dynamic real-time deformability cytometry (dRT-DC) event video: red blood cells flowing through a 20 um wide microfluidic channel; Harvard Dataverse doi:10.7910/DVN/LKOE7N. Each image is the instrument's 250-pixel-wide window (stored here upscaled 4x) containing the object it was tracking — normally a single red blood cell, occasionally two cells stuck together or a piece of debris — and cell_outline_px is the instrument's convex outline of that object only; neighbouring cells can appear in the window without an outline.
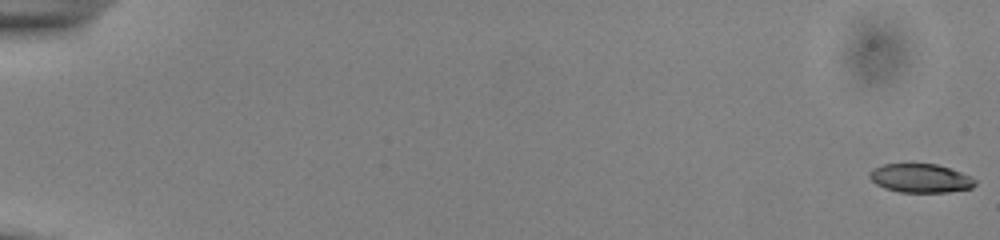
{"species": "common noctule bat (a hibernating species)", "species_latin": "Nyctalus noctula", "temperature_condition": "cold", "stored_images_in_passage": 55, "camera_frame_rate_fps": 3000, "um_per_image_px": 0.085, "animal": {"sex": "male", "body_mass_g": 13.0, "forearm_length_mm": 53.1}, "frame": {"image": 1, "passage_image": 1, "time_ms": 0.0, "image_size_px": [1000, 240], "cell_outline_px": [[976, 184], [972, 188], [948, 192], [900, 192], [884, 188], [876, 184], [868, 176], [868, 172], [884, 164], [936, 164], [960, 172], [976, 180]], "centroid_in_image_um": [78.23, 15.16], "position_along_channel_um": 6.8, "area_um2": 17.51}}
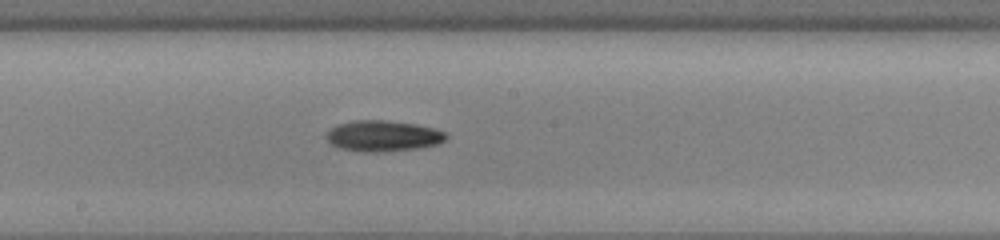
{"frame": {"image": 2, "passage_image": 32, "time_ms": 10.333, "image_size_px": [1000, 240], "cell_outline_px": [[448, 136], [440, 144], [416, 148], [380, 152], [364, 152], [340, 148], [332, 144], [328, 140], [328, 132], [336, 124], [356, 120], [384, 120], [416, 124], [432, 128], [444, 132]], "centroid_in_image_um": [32.57, 11.55], "position_along_channel_um": 215.6, "area_um2": 21.33}}
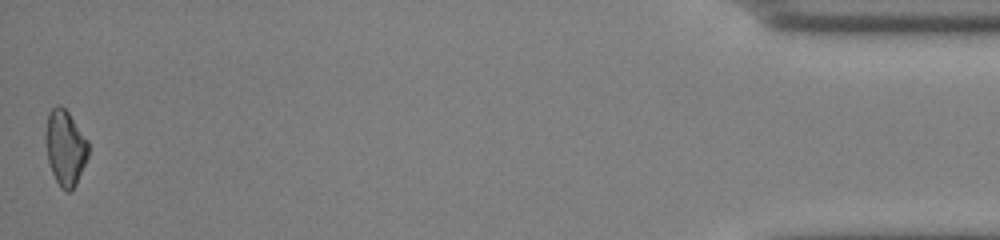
{"frame": {"image": 3, "passage_image": 55, "time_ms": 18.0, "image_size_px": [1000, 240], "cell_outline_px": [[88, 156], [76, 184], [68, 192], [60, 188], [52, 172], [48, 160], [44, 140], [44, 132], [48, 112], [56, 104], [60, 104], [68, 112], [88, 140]], "centroid_in_image_um": [5.52, 12.52], "position_along_channel_um": 429.7, "area_um2": 18.9}, "authors_computed_cell_mechanics": {"area_um2": 19.4208, "velocity_mm_per_s": 3.8869, "shape_relaxation_time_tau1_ms": 5.6288, "shape_relaxation_time_tau2_ms": null, "deformation_change_tau1": 0.1394, "deformation_change_tau2": null}}